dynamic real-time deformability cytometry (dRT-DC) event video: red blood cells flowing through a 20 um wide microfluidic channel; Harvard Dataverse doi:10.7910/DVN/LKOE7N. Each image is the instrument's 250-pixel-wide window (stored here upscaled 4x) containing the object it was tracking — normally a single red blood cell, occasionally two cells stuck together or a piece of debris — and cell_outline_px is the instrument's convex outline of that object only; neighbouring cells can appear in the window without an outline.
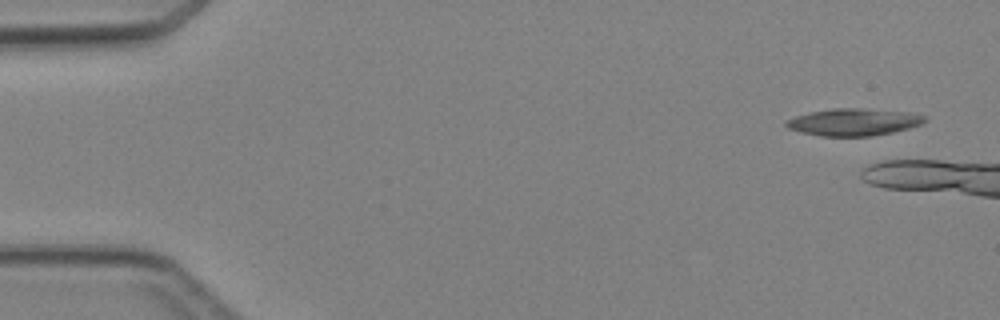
{"species": "Egyptian fruit bat (a non-hibernating species)", "species_latin": "Rousettus aegyptiacus", "temperature_condition": "cold", "stored_images_in_passage": 3, "camera_frame_rate_fps": 3000, "um_per_image_px": 0.085, "animal": {"sex": "female"}, "frame": {"image": 1, "passage_image": 1, "time_ms": 0.0, "image_size_px": [1000, 320], "cell_outline_px": [[924, 120], [920, 124], [908, 128], [892, 132], [872, 136], [820, 136], [800, 132], [788, 128], [784, 124], [784, 120], [808, 112], [832, 108], [860, 108], [912, 112], [924, 116]], "centroid_in_image_um": [72.5, 10.37], "position_along_channel_um": 12.5, "area_um2": 21.96}}